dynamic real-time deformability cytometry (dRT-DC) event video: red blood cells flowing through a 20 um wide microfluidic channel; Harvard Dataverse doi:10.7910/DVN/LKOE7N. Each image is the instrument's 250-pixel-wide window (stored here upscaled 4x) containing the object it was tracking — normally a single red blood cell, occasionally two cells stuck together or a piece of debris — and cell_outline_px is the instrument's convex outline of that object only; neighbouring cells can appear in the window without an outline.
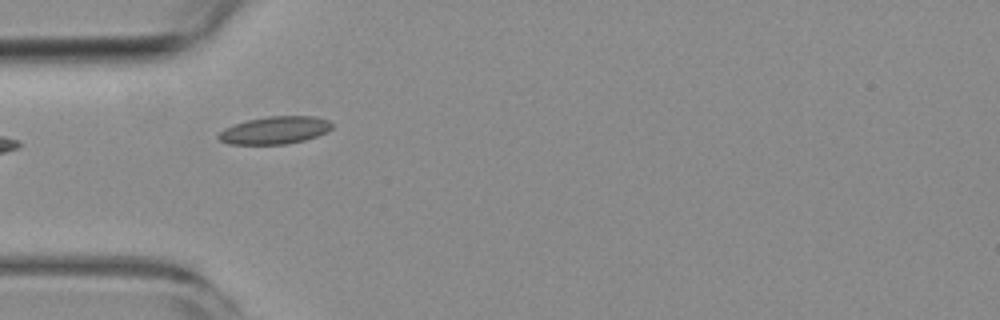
{"species": "common noctule bat (a hibernating species)", "species_latin": "Nyctalus noctula", "temperature_condition": "room temperature", "stored_images_in_passage": 7, "camera_frame_rate_fps": 3000, "um_per_image_px": 0.085, "animal": {"sex": "female", "body_mass_g": 19.3, "forearm_length_mm": 54.1}, "frame": {"image": 1, "passage_image": 3, "time_ms": 3.333, "image_size_px": [1000, 320], "cell_outline_px": [[332, 128], [328, 132], [304, 140], [284, 144], [228, 144], [220, 140], [216, 136], [224, 128], [248, 120], [268, 116], [316, 116], [328, 120], [332, 124]], "centroid_in_image_um": [23.37, 11.07], "position_along_channel_um": 61.6, "area_um2": 18.15}}
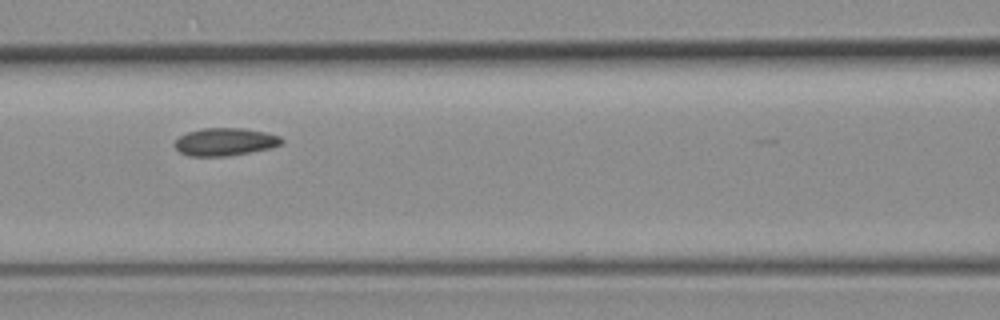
{"frame": {"image": 2, "passage_image": 5, "time_ms": 5.667, "image_size_px": [1000, 320], "cell_outline_px": [[284, 144], [272, 148], [228, 156], [188, 156], [180, 152], [172, 144], [180, 136], [188, 132], [200, 128], [244, 128], [264, 132], [280, 136], [284, 140]], "centroid_in_image_um": [19.14, 12.06], "position_along_channel_um": 147.5, "area_um2": 17.46}}
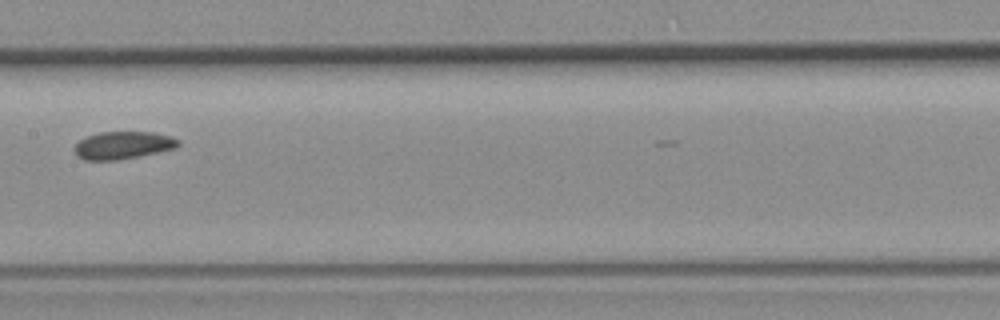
{"frame": {"image": 3, "passage_image": 6, "time_ms": 7.0, "image_size_px": [1000, 320], "cell_outline_px": [[180, 144], [176, 148], [116, 160], [84, 160], [76, 156], [72, 148], [80, 140], [88, 136], [100, 132], [152, 132], [172, 136], [180, 140]], "centroid_in_image_um": [10.43, 12.34], "position_along_channel_um": 197.0, "area_um2": 16.65}}